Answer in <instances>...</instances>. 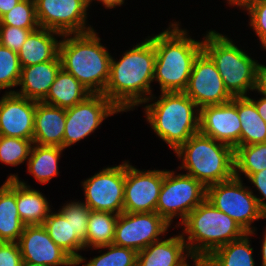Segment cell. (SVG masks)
I'll return each mask as SVG.
<instances>
[{"label": "cell", "instance_id": "cell-2", "mask_svg": "<svg viewBox=\"0 0 266 266\" xmlns=\"http://www.w3.org/2000/svg\"><path fill=\"white\" fill-rule=\"evenodd\" d=\"M178 25L172 23L173 29L150 38L156 51L154 80L162 92H184L194 61L203 51V42L187 38Z\"/></svg>", "mask_w": 266, "mask_h": 266}, {"label": "cell", "instance_id": "cell-48", "mask_svg": "<svg viewBox=\"0 0 266 266\" xmlns=\"http://www.w3.org/2000/svg\"><path fill=\"white\" fill-rule=\"evenodd\" d=\"M21 266H47V265H41V264H35L28 261H22Z\"/></svg>", "mask_w": 266, "mask_h": 266}, {"label": "cell", "instance_id": "cell-46", "mask_svg": "<svg viewBox=\"0 0 266 266\" xmlns=\"http://www.w3.org/2000/svg\"><path fill=\"white\" fill-rule=\"evenodd\" d=\"M262 266H266V232L264 235V241L262 245Z\"/></svg>", "mask_w": 266, "mask_h": 266}, {"label": "cell", "instance_id": "cell-12", "mask_svg": "<svg viewBox=\"0 0 266 266\" xmlns=\"http://www.w3.org/2000/svg\"><path fill=\"white\" fill-rule=\"evenodd\" d=\"M40 27L56 31L63 37L93 31L86 28V10L83 0H34Z\"/></svg>", "mask_w": 266, "mask_h": 266}, {"label": "cell", "instance_id": "cell-22", "mask_svg": "<svg viewBox=\"0 0 266 266\" xmlns=\"http://www.w3.org/2000/svg\"><path fill=\"white\" fill-rule=\"evenodd\" d=\"M53 34L61 35L43 27L31 31L17 53L20 66L27 67L53 60L59 54V42Z\"/></svg>", "mask_w": 266, "mask_h": 266}, {"label": "cell", "instance_id": "cell-28", "mask_svg": "<svg viewBox=\"0 0 266 266\" xmlns=\"http://www.w3.org/2000/svg\"><path fill=\"white\" fill-rule=\"evenodd\" d=\"M62 150L64 149L57 146L33 145L28 158V172L40 183H47L58 175L57 162Z\"/></svg>", "mask_w": 266, "mask_h": 266}, {"label": "cell", "instance_id": "cell-21", "mask_svg": "<svg viewBox=\"0 0 266 266\" xmlns=\"http://www.w3.org/2000/svg\"><path fill=\"white\" fill-rule=\"evenodd\" d=\"M187 248L183 235L151 243L137 255L136 266H180L186 261Z\"/></svg>", "mask_w": 266, "mask_h": 266}, {"label": "cell", "instance_id": "cell-24", "mask_svg": "<svg viewBox=\"0 0 266 266\" xmlns=\"http://www.w3.org/2000/svg\"><path fill=\"white\" fill-rule=\"evenodd\" d=\"M8 179H16V203L22 223L26 225H43L51 212L45 197L26 183L19 181L17 175H10Z\"/></svg>", "mask_w": 266, "mask_h": 266}, {"label": "cell", "instance_id": "cell-35", "mask_svg": "<svg viewBox=\"0 0 266 266\" xmlns=\"http://www.w3.org/2000/svg\"><path fill=\"white\" fill-rule=\"evenodd\" d=\"M20 75L18 54L0 44V89L17 86Z\"/></svg>", "mask_w": 266, "mask_h": 266}, {"label": "cell", "instance_id": "cell-29", "mask_svg": "<svg viewBox=\"0 0 266 266\" xmlns=\"http://www.w3.org/2000/svg\"><path fill=\"white\" fill-rule=\"evenodd\" d=\"M249 233L216 249L209 257L210 266H254Z\"/></svg>", "mask_w": 266, "mask_h": 266}, {"label": "cell", "instance_id": "cell-31", "mask_svg": "<svg viewBox=\"0 0 266 266\" xmlns=\"http://www.w3.org/2000/svg\"><path fill=\"white\" fill-rule=\"evenodd\" d=\"M266 169V142L234 149V176L238 177L239 170L249 177L255 172Z\"/></svg>", "mask_w": 266, "mask_h": 266}, {"label": "cell", "instance_id": "cell-1", "mask_svg": "<svg viewBox=\"0 0 266 266\" xmlns=\"http://www.w3.org/2000/svg\"><path fill=\"white\" fill-rule=\"evenodd\" d=\"M155 59L156 51L151 39H146L125 52L119 62L112 58L103 95L120 111L149 102L150 98L142 96L144 93H151L150 83L154 80Z\"/></svg>", "mask_w": 266, "mask_h": 266}, {"label": "cell", "instance_id": "cell-14", "mask_svg": "<svg viewBox=\"0 0 266 266\" xmlns=\"http://www.w3.org/2000/svg\"><path fill=\"white\" fill-rule=\"evenodd\" d=\"M184 93L201 109L209 105L229 102L233 97L226 90L212 59L202 51L194 61Z\"/></svg>", "mask_w": 266, "mask_h": 266}, {"label": "cell", "instance_id": "cell-11", "mask_svg": "<svg viewBox=\"0 0 266 266\" xmlns=\"http://www.w3.org/2000/svg\"><path fill=\"white\" fill-rule=\"evenodd\" d=\"M118 112L121 111L103 94H91L66 109L63 149L90 135L107 116Z\"/></svg>", "mask_w": 266, "mask_h": 266}, {"label": "cell", "instance_id": "cell-41", "mask_svg": "<svg viewBox=\"0 0 266 266\" xmlns=\"http://www.w3.org/2000/svg\"><path fill=\"white\" fill-rule=\"evenodd\" d=\"M256 90L266 98V66L261 65L257 73Z\"/></svg>", "mask_w": 266, "mask_h": 266}, {"label": "cell", "instance_id": "cell-36", "mask_svg": "<svg viewBox=\"0 0 266 266\" xmlns=\"http://www.w3.org/2000/svg\"><path fill=\"white\" fill-rule=\"evenodd\" d=\"M59 212L71 223L73 232H75L77 237L84 243L88 228L90 208L84 204V202H72L71 204H66Z\"/></svg>", "mask_w": 266, "mask_h": 266}, {"label": "cell", "instance_id": "cell-19", "mask_svg": "<svg viewBox=\"0 0 266 266\" xmlns=\"http://www.w3.org/2000/svg\"><path fill=\"white\" fill-rule=\"evenodd\" d=\"M61 68L62 63L59 54L51 61L21 67L18 84L22 87L21 92L10 91V93H16L30 100L42 102Z\"/></svg>", "mask_w": 266, "mask_h": 266}, {"label": "cell", "instance_id": "cell-26", "mask_svg": "<svg viewBox=\"0 0 266 266\" xmlns=\"http://www.w3.org/2000/svg\"><path fill=\"white\" fill-rule=\"evenodd\" d=\"M43 226L47 230L50 238L65 252H67L77 264L85 261V259L77 253L83 249L84 243L73 232L71 223L59 213H49L44 220ZM76 250V251H75Z\"/></svg>", "mask_w": 266, "mask_h": 266}, {"label": "cell", "instance_id": "cell-43", "mask_svg": "<svg viewBox=\"0 0 266 266\" xmlns=\"http://www.w3.org/2000/svg\"><path fill=\"white\" fill-rule=\"evenodd\" d=\"M256 106L258 114L262 117V119L266 122V98L262 97L258 101H254L253 99L249 98Z\"/></svg>", "mask_w": 266, "mask_h": 266}, {"label": "cell", "instance_id": "cell-17", "mask_svg": "<svg viewBox=\"0 0 266 266\" xmlns=\"http://www.w3.org/2000/svg\"><path fill=\"white\" fill-rule=\"evenodd\" d=\"M22 261L47 266L78 265L49 236L43 225H26L18 240Z\"/></svg>", "mask_w": 266, "mask_h": 266}, {"label": "cell", "instance_id": "cell-8", "mask_svg": "<svg viewBox=\"0 0 266 266\" xmlns=\"http://www.w3.org/2000/svg\"><path fill=\"white\" fill-rule=\"evenodd\" d=\"M206 196L207 188L194 177L187 174L174 176L173 171H164L156 213L169 224L177 214L183 222Z\"/></svg>", "mask_w": 266, "mask_h": 266}, {"label": "cell", "instance_id": "cell-13", "mask_svg": "<svg viewBox=\"0 0 266 266\" xmlns=\"http://www.w3.org/2000/svg\"><path fill=\"white\" fill-rule=\"evenodd\" d=\"M86 202L93 211L123 212L125 163L107 167L83 183Z\"/></svg>", "mask_w": 266, "mask_h": 266}, {"label": "cell", "instance_id": "cell-33", "mask_svg": "<svg viewBox=\"0 0 266 266\" xmlns=\"http://www.w3.org/2000/svg\"><path fill=\"white\" fill-rule=\"evenodd\" d=\"M33 140L0 135V161L17 166L29 158Z\"/></svg>", "mask_w": 266, "mask_h": 266}, {"label": "cell", "instance_id": "cell-47", "mask_svg": "<svg viewBox=\"0 0 266 266\" xmlns=\"http://www.w3.org/2000/svg\"><path fill=\"white\" fill-rule=\"evenodd\" d=\"M229 3L232 5H237L242 7L245 3H247L249 0H228Z\"/></svg>", "mask_w": 266, "mask_h": 266}, {"label": "cell", "instance_id": "cell-4", "mask_svg": "<svg viewBox=\"0 0 266 266\" xmlns=\"http://www.w3.org/2000/svg\"><path fill=\"white\" fill-rule=\"evenodd\" d=\"M200 132L180 145L175 153L183 157L187 175L194 177L206 188L234 177V149Z\"/></svg>", "mask_w": 266, "mask_h": 266}, {"label": "cell", "instance_id": "cell-34", "mask_svg": "<svg viewBox=\"0 0 266 266\" xmlns=\"http://www.w3.org/2000/svg\"><path fill=\"white\" fill-rule=\"evenodd\" d=\"M98 248H108L109 251L93 258L84 266H136L138 252L133 249L114 244Z\"/></svg>", "mask_w": 266, "mask_h": 266}, {"label": "cell", "instance_id": "cell-32", "mask_svg": "<svg viewBox=\"0 0 266 266\" xmlns=\"http://www.w3.org/2000/svg\"><path fill=\"white\" fill-rule=\"evenodd\" d=\"M0 25L24 29H37L40 27L36 15L35 1L20 0L14 8L0 18Z\"/></svg>", "mask_w": 266, "mask_h": 266}, {"label": "cell", "instance_id": "cell-16", "mask_svg": "<svg viewBox=\"0 0 266 266\" xmlns=\"http://www.w3.org/2000/svg\"><path fill=\"white\" fill-rule=\"evenodd\" d=\"M199 132L233 149L240 146L241 122L238 115V97L220 105L199 109Z\"/></svg>", "mask_w": 266, "mask_h": 266}, {"label": "cell", "instance_id": "cell-30", "mask_svg": "<svg viewBox=\"0 0 266 266\" xmlns=\"http://www.w3.org/2000/svg\"><path fill=\"white\" fill-rule=\"evenodd\" d=\"M117 218V214L90 210L84 246L98 248L112 244Z\"/></svg>", "mask_w": 266, "mask_h": 266}, {"label": "cell", "instance_id": "cell-15", "mask_svg": "<svg viewBox=\"0 0 266 266\" xmlns=\"http://www.w3.org/2000/svg\"><path fill=\"white\" fill-rule=\"evenodd\" d=\"M164 170L139 171L125 163L123 212H156Z\"/></svg>", "mask_w": 266, "mask_h": 266}, {"label": "cell", "instance_id": "cell-3", "mask_svg": "<svg viewBox=\"0 0 266 266\" xmlns=\"http://www.w3.org/2000/svg\"><path fill=\"white\" fill-rule=\"evenodd\" d=\"M73 35L59 41L62 68L92 94H103L109 79L111 55L94 30Z\"/></svg>", "mask_w": 266, "mask_h": 266}, {"label": "cell", "instance_id": "cell-42", "mask_svg": "<svg viewBox=\"0 0 266 266\" xmlns=\"http://www.w3.org/2000/svg\"><path fill=\"white\" fill-rule=\"evenodd\" d=\"M20 0H0V18L9 12Z\"/></svg>", "mask_w": 266, "mask_h": 266}, {"label": "cell", "instance_id": "cell-27", "mask_svg": "<svg viewBox=\"0 0 266 266\" xmlns=\"http://www.w3.org/2000/svg\"><path fill=\"white\" fill-rule=\"evenodd\" d=\"M238 115L241 122L240 146L266 142V122L248 96L238 97Z\"/></svg>", "mask_w": 266, "mask_h": 266}, {"label": "cell", "instance_id": "cell-45", "mask_svg": "<svg viewBox=\"0 0 266 266\" xmlns=\"http://www.w3.org/2000/svg\"><path fill=\"white\" fill-rule=\"evenodd\" d=\"M99 1H101L107 8H113L117 5L120 6L124 3V0H99Z\"/></svg>", "mask_w": 266, "mask_h": 266}, {"label": "cell", "instance_id": "cell-20", "mask_svg": "<svg viewBox=\"0 0 266 266\" xmlns=\"http://www.w3.org/2000/svg\"><path fill=\"white\" fill-rule=\"evenodd\" d=\"M66 109L36 102L33 144L63 148Z\"/></svg>", "mask_w": 266, "mask_h": 266}, {"label": "cell", "instance_id": "cell-18", "mask_svg": "<svg viewBox=\"0 0 266 266\" xmlns=\"http://www.w3.org/2000/svg\"><path fill=\"white\" fill-rule=\"evenodd\" d=\"M36 101L7 92L0 99V135L33 140Z\"/></svg>", "mask_w": 266, "mask_h": 266}, {"label": "cell", "instance_id": "cell-44", "mask_svg": "<svg viewBox=\"0 0 266 266\" xmlns=\"http://www.w3.org/2000/svg\"><path fill=\"white\" fill-rule=\"evenodd\" d=\"M192 259H194L195 266H210L208 257L198 256V255H190ZM180 266H189L187 261L183 262Z\"/></svg>", "mask_w": 266, "mask_h": 266}, {"label": "cell", "instance_id": "cell-49", "mask_svg": "<svg viewBox=\"0 0 266 266\" xmlns=\"http://www.w3.org/2000/svg\"><path fill=\"white\" fill-rule=\"evenodd\" d=\"M88 6L90 5V2L92 1V0H83Z\"/></svg>", "mask_w": 266, "mask_h": 266}, {"label": "cell", "instance_id": "cell-10", "mask_svg": "<svg viewBox=\"0 0 266 266\" xmlns=\"http://www.w3.org/2000/svg\"><path fill=\"white\" fill-rule=\"evenodd\" d=\"M169 223L156 212L128 213L118 215L113 243L140 252L151 243L159 240Z\"/></svg>", "mask_w": 266, "mask_h": 266}, {"label": "cell", "instance_id": "cell-38", "mask_svg": "<svg viewBox=\"0 0 266 266\" xmlns=\"http://www.w3.org/2000/svg\"><path fill=\"white\" fill-rule=\"evenodd\" d=\"M8 25H0V44L18 53L31 31Z\"/></svg>", "mask_w": 266, "mask_h": 266}, {"label": "cell", "instance_id": "cell-9", "mask_svg": "<svg viewBox=\"0 0 266 266\" xmlns=\"http://www.w3.org/2000/svg\"><path fill=\"white\" fill-rule=\"evenodd\" d=\"M256 198L252 191L243 187L239 176L207 187L206 199L234 219L249 235L254 233L250 228L252 222L266 218Z\"/></svg>", "mask_w": 266, "mask_h": 266}, {"label": "cell", "instance_id": "cell-40", "mask_svg": "<svg viewBox=\"0 0 266 266\" xmlns=\"http://www.w3.org/2000/svg\"><path fill=\"white\" fill-rule=\"evenodd\" d=\"M249 180L257 187L260 193L264 196L263 198H256L260 209L266 214V169L251 174Z\"/></svg>", "mask_w": 266, "mask_h": 266}, {"label": "cell", "instance_id": "cell-6", "mask_svg": "<svg viewBox=\"0 0 266 266\" xmlns=\"http://www.w3.org/2000/svg\"><path fill=\"white\" fill-rule=\"evenodd\" d=\"M146 107V117L156 134L174 151L199 133V109L184 92H162L157 102Z\"/></svg>", "mask_w": 266, "mask_h": 266}, {"label": "cell", "instance_id": "cell-23", "mask_svg": "<svg viewBox=\"0 0 266 266\" xmlns=\"http://www.w3.org/2000/svg\"><path fill=\"white\" fill-rule=\"evenodd\" d=\"M24 226L17 210L16 179H7L0 187V242H16Z\"/></svg>", "mask_w": 266, "mask_h": 266}, {"label": "cell", "instance_id": "cell-7", "mask_svg": "<svg viewBox=\"0 0 266 266\" xmlns=\"http://www.w3.org/2000/svg\"><path fill=\"white\" fill-rule=\"evenodd\" d=\"M203 51L215 63L224 86L232 97H246L247 90L256 89L261 64L235 46L231 40L215 31L208 32Z\"/></svg>", "mask_w": 266, "mask_h": 266}, {"label": "cell", "instance_id": "cell-5", "mask_svg": "<svg viewBox=\"0 0 266 266\" xmlns=\"http://www.w3.org/2000/svg\"><path fill=\"white\" fill-rule=\"evenodd\" d=\"M181 223L185 226L184 231L189 234L186 245L190 255L209 257L219 247L246 234L234 219L218 210L207 199ZM194 242L198 245H194Z\"/></svg>", "mask_w": 266, "mask_h": 266}, {"label": "cell", "instance_id": "cell-37", "mask_svg": "<svg viewBox=\"0 0 266 266\" xmlns=\"http://www.w3.org/2000/svg\"><path fill=\"white\" fill-rule=\"evenodd\" d=\"M242 7L249 11L251 26L266 49V0H249Z\"/></svg>", "mask_w": 266, "mask_h": 266}, {"label": "cell", "instance_id": "cell-39", "mask_svg": "<svg viewBox=\"0 0 266 266\" xmlns=\"http://www.w3.org/2000/svg\"><path fill=\"white\" fill-rule=\"evenodd\" d=\"M22 256L17 242H0V266H21Z\"/></svg>", "mask_w": 266, "mask_h": 266}, {"label": "cell", "instance_id": "cell-25", "mask_svg": "<svg viewBox=\"0 0 266 266\" xmlns=\"http://www.w3.org/2000/svg\"><path fill=\"white\" fill-rule=\"evenodd\" d=\"M91 94L72 74L61 68L42 102L68 109L84 101Z\"/></svg>", "mask_w": 266, "mask_h": 266}]
</instances>
